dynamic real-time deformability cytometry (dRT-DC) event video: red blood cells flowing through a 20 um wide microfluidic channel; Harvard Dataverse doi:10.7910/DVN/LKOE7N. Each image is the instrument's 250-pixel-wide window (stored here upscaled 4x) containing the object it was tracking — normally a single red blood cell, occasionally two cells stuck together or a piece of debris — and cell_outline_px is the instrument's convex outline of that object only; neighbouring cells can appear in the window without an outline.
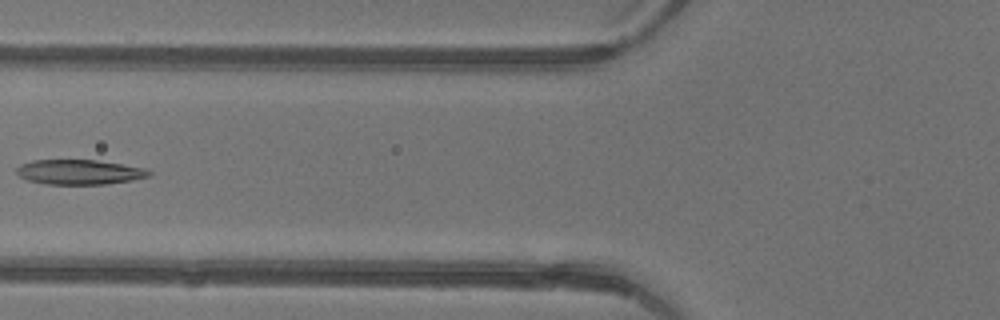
{"species": "common noctule bat (a hibernating species)", "species_latin": "Nyctalus noctula", "temperature_condition": "warm", "stored_images_in_passage": 6, "camera_frame_rate_fps": 3000, "um_per_image_px": 0.085, "animal": {"sex": "female"}, "frame": {"image": 1, "passage_image": 6, "time_ms": 1.667, "image_size_px": [1000, 320], "cell_outline_px": [[152, 176], [132, 180], [108, 184], [44, 184], [28, 180], [20, 176], [16, 172], [16, 168], [20, 164], [32, 160], [96, 160], [144, 168], [152, 172]], "centroid_in_image_um": [6.74, 14.63], "position_along_channel_um": 119.1, "area_um2": 19.19}}